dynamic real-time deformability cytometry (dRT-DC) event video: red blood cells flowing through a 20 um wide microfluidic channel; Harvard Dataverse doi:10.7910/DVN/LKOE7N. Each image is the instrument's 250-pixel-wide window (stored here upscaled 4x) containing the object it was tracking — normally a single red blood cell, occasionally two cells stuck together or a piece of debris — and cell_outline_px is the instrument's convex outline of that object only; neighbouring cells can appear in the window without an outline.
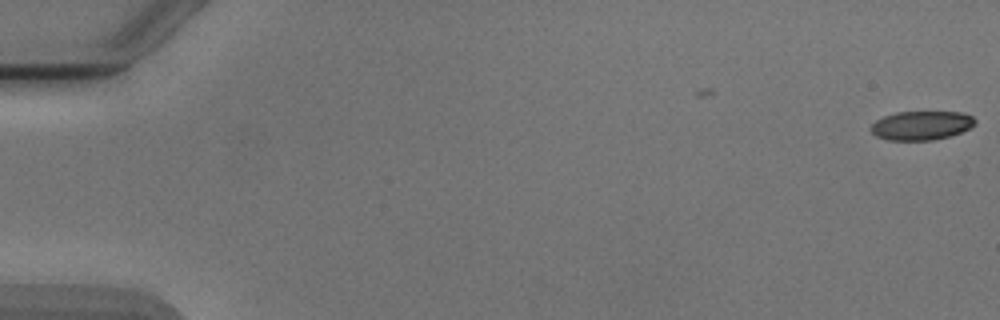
{"species": "Egyptian fruit bat (a non-hibernating species)", "species_latin": "Rousettus aegyptiacus", "temperature_condition": "cold", "stored_images_in_passage": 2, "camera_frame_rate_fps": 3000, "um_per_image_px": 0.085, "animal": {"sex": "male"}, "frame": {"image": 1, "passage_image": 2, "time_ms": 1.0, "image_size_px": [1000, 320], "cell_outline_px": [[976, 124], [960, 132], [948, 136], [932, 140], [888, 140], [876, 136], [868, 128], [876, 120], [884, 116], [896, 112], [960, 112], [972, 116], [976, 120]], "centroid_in_image_um": [78.28, 10.66], "position_along_channel_um": 6.7, "area_um2": 17.51}}